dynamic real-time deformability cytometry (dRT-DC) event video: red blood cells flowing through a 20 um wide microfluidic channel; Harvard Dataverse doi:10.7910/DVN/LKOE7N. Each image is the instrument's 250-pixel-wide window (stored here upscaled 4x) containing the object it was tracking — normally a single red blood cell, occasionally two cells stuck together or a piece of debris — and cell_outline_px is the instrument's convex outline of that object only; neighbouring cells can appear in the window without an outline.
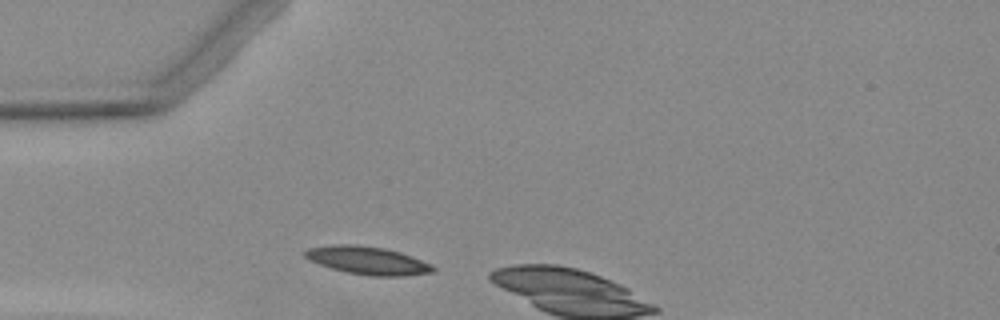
{"species": "Egyptian fruit bat (a non-hibernating species)", "species_latin": "Rousettus aegyptiacus", "temperature_condition": "warm", "stored_images_in_passage": 3, "segment_of_instrument_passage": [1, 2], "camera_frame_rate_fps": 3000, "um_per_image_px": 0.085, "animal": {"sex": "female"}, "frame": {"image": 1, "passage_image": 1, "time_ms": 0.0, "image_size_px": [1000, 320], "cell_outline_px": [[436, 268], [432, 272], [404, 276], [372, 276], [348, 272], [332, 268], [308, 260], [304, 256], [304, 252], [308, 248], [332, 244], [356, 244], [384, 248], [400, 252], [412, 256], [432, 264]], "centroid_in_image_um": [31.25, 22.13], "position_along_channel_um": 53.7, "area_um2": 20.87}}